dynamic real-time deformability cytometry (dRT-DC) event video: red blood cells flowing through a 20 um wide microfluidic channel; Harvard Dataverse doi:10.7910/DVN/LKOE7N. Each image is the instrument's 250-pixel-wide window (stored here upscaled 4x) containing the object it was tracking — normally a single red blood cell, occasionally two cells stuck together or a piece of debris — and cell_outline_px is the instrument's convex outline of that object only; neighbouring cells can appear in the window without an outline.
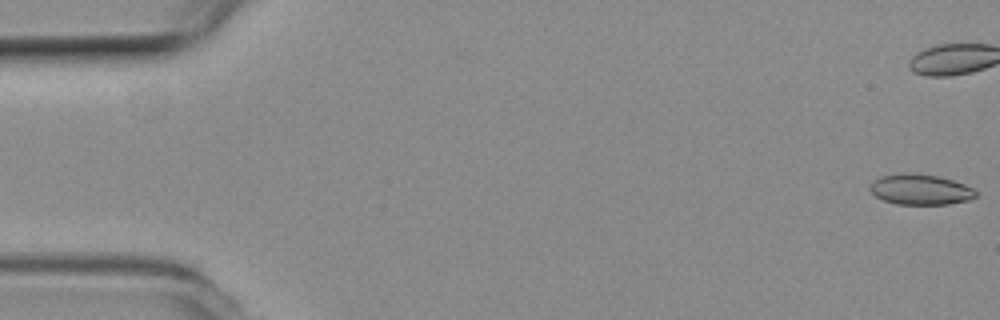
{"species": "common noctule bat (a hibernating species)", "species_latin": "Nyctalus noctula", "temperature_condition": "room temperature", "stored_images_in_passage": 55, "camera_frame_rate_fps": 3000, "um_per_image_px": 0.085, "animal": {"sex": "female", "body_mass_g": 19.3, "forearm_length_mm": 54.1}, "frame": {"image": 1, "passage_image": 1, "time_ms": 0.0, "image_size_px": [1000, 320], "cell_outline_px": [[976, 196], [968, 200], [948, 204], [896, 204], [884, 200], [876, 196], [868, 188], [880, 176], [936, 176], [952, 180], [964, 184], [972, 188], [976, 192]], "centroid_in_image_um": [78.27, 16.16], "position_along_channel_um": 6.7, "area_um2": 17.74}}
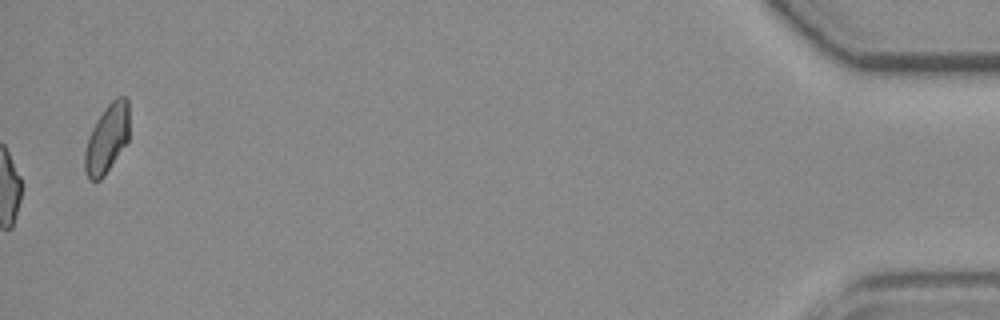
{"frame": {"image": 2, "passage_image": 55, "time_ms": 18.0, "image_size_px": [1000, 320], "cell_outline_px": [[128, 140], [104, 176], [100, 180], [88, 180], [84, 168], [84, 152], [92, 128], [96, 120], [104, 108], [116, 96], [128, 96]], "centroid_in_image_um": [9.08, 11.77], "position_along_channel_um": 426.1, "area_um2": 17.74}, "authors_computed_cell_mechanics": {"area_um2": 18.785, "velocity_mm_per_s": 3.8113, "shape_relaxation_time_tau1_ms": null, "shape_relaxation_time_tau2_ms": 2.1906, "deformation_change_tau1": null, "deformation_change_tau2": 0.0758}}